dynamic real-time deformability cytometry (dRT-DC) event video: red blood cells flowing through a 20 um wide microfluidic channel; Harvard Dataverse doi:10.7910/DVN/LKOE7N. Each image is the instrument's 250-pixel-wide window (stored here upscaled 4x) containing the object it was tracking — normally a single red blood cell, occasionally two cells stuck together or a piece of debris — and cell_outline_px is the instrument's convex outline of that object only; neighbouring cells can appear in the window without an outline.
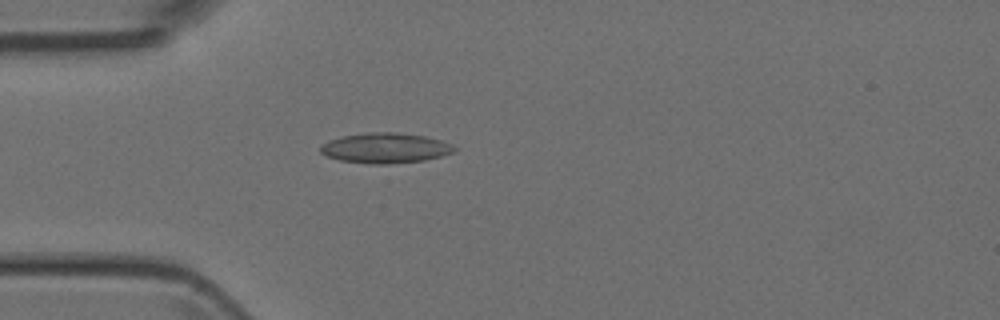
{"species": "Egyptian fruit bat (a non-hibernating species)", "species_latin": "Rousettus aegyptiacus", "temperature_condition": "room temperature", "stored_images_in_passage": 19, "camera_frame_rate_fps": 3000, "um_per_image_px": 0.085, "animal": {"sex": "female"}, "frame": {"image": 1, "passage_image": 1, "time_ms": 0.0, "image_size_px": [1000, 320], "cell_outline_px": [[456, 152], [424, 160], [388, 164], [372, 164], [340, 160], [328, 156], [320, 152], [320, 144], [328, 140], [340, 136], [368, 132], [396, 132], [424, 136], [440, 140], [452, 144], [456, 148]], "centroid_in_image_um": [32.73, 12.57], "position_along_channel_um": 52.3, "area_um2": 23.64}}
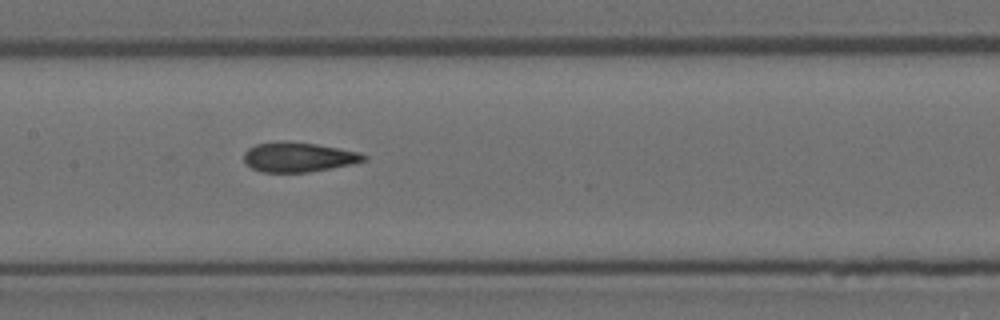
{"frame": {"image": 2, "passage_image": 11, "time_ms": 3.333, "image_size_px": [1000, 320], "cell_outline_px": [[368, 160], [352, 164], [308, 172], [260, 172], [252, 168], [244, 160], [244, 152], [248, 148], [256, 144], [276, 140], [280, 140], [316, 144], [340, 148], [360, 152], [368, 156]], "centroid_in_image_um": [25.38, 13.34], "position_along_channel_um": 182.0, "area_um2": 20.92}}
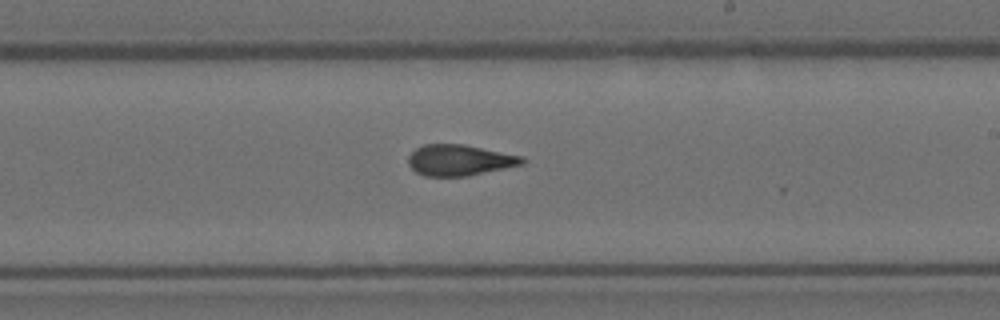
{"frame": {"image": 3, "passage_image": 16, "time_ms": 5.0, "image_size_px": [1000, 320], "cell_outline_px": [[528, 160], [524, 164], [468, 176], [424, 176], [416, 172], [408, 164], [408, 156], [416, 148], [424, 144], [464, 144], [524, 156]], "centroid_in_image_um": [39.09, 13.61], "position_along_channel_um": 249.9, "area_um2": 20.75}}